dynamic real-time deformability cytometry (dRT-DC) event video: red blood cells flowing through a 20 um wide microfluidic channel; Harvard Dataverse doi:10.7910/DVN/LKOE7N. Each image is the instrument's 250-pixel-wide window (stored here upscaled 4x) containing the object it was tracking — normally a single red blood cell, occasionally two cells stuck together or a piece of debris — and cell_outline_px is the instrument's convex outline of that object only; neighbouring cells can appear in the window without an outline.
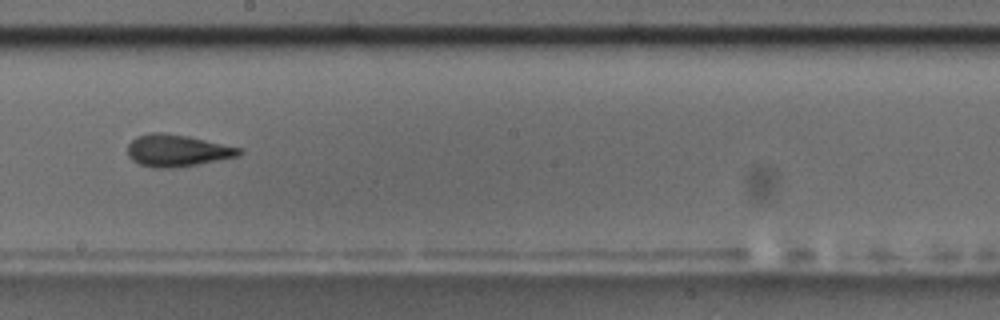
{"species": "common noctule bat (a hibernating species)", "species_latin": "Nyctalus noctula", "temperature_condition": "room temperature", "stored_images_in_passage": 23, "camera_frame_rate_fps": 3000, "um_per_image_px": 0.085, "animal": {"sex": "male", "body_mass_g": 17.5, "forearm_length_mm": 52.3}, "frame": {"image": 1, "passage_image": 17, "time_ms": 5.333, "image_size_px": [1000, 320], "cell_outline_px": [[244, 152], [240, 156], [200, 164], [176, 168], [152, 168], [140, 164], [132, 160], [128, 156], [128, 144], [136, 136], [152, 132], [160, 132], [188, 136], [244, 148]], "centroid_in_image_um": [15.1, 12.8], "position_along_channel_um": 233.1, "area_um2": 21.15}}
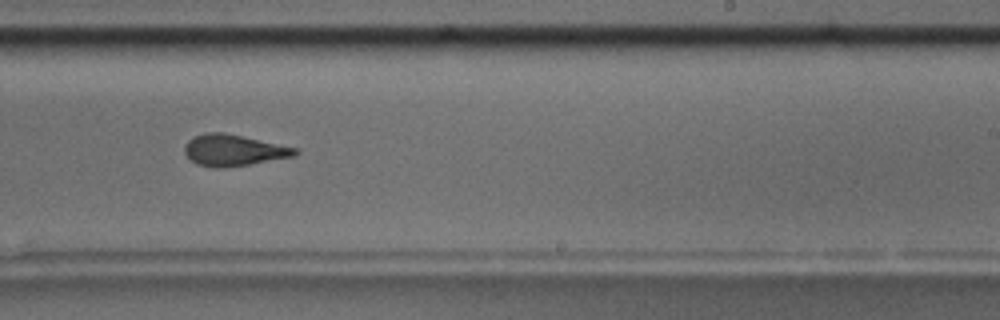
{"frame": {"image": 2, "passage_image": 20, "time_ms": 6.333, "image_size_px": [1000, 320], "cell_outline_px": [[300, 152], [292, 156], [248, 164], [224, 168], [212, 168], [196, 164], [184, 152], [184, 144], [192, 136], [204, 132], [224, 132], [244, 136], [296, 148]], "centroid_in_image_um": [19.78, 12.76], "position_along_channel_um": 269.2, "area_um2": 20.17}}